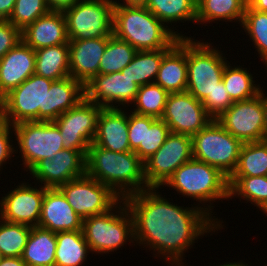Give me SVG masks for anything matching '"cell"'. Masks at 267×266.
<instances>
[{
	"label": "cell",
	"mask_w": 267,
	"mask_h": 266,
	"mask_svg": "<svg viewBox=\"0 0 267 266\" xmlns=\"http://www.w3.org/2000/svg\"><path fill=\"white\" fill-rule=\"evenodd\" d=\"M159 189L148 188L124 198L134 220V245L153 250L154 257L168 266H187L185 253L197 239L221 231L223 219L211 217L194 204L179 206L163 197Z\"/></svg>",
	"instance_id": "1"
},
{
	"label": "cell",
	"mask_w": 267,
	"mask_h": 266,
	"mask_svg": "<svg viewBox=\"0 0 267 266\" xmlns=\"http://www.w3.org/2000/svg\"><path fill=\"white\" fill-rule=\"evenodd\" d=\"M83 98L84 85L73 77L53 81L33 74L0 100L2 121H54Z\"/></svg>",
	"instance_id": "2"
},
{
	"label": "cell",
	"mask_w": 267,
	"mask_h": 266,
	"mask_svg": "<svg viewBox=\"0 0 267 266\" xmlns=\"http://www.w3.org/2000/svg\"><path fill=\"white\" fill-rule=\"evenodd\" d=\"M86 175L110 187L121 199L148 189L144 163L134 151L114 152L91 144Z\"/></svg>",
	"instance_id": "3"
},
{
	"label": "cell",
	"mask_w": 267,
	"mask_h": 266,
	"mask_svg": "<svg viewBox=\"0 0 267 266\" xmlns=\"http://www.w3.org/2000/svg\"><path fill=\"white\" fill-rule=\"evenodd\" d=\"M112 34L137 51L170 49L178 40L145 6L115 4Z\"/></svg>",
	"instance_id": "4"
},
{
	"label": "cell",
	"mask_w": 267,
	"mask_h": 266,
	"mask_svg": "<svg viewBox=\"0 0 267 266\" xmlns=\"http://www.w3.org/2000/svg\"><path fill=\"white\" fill-rule=\"evenodd\" d=\"M164 185L162 187L197 201V206L211 217L214 215L213 202L229 201L228 177L218 168L195 159L182 164Z\"/></svg>",
	"instance_id": "5"
},
{
	"label": "cell",
	"mask_w": 267,
	"mask_h": 266,
	"mask_svg": "<svg viewBox=\"0 0 267 266\" xmlns=\"http://www.w3.org/2000/svg\"><path fill=\"white\" fill-rule=\"evenodd\" d=\"M82 231L92 255L113 254L135 243L134 220L124 199L105 213L83 219Z\"/></svg>",
	"instance_id": "6"
},
{
	"label": "cell",
	"mask_w": 267,
	"mask_h": 266,
	"mask_svg": "<svg viewBox=\"0 0 267 266\" xmlns=\"http://www.w3.org/2000/svg\"><path fill=\"white\" fill-rule=\"evenodd\" d=\"M204 41L192 38L191 35L187 38L186 91L201 102L222 81L224 68L229 62L219 47Z\"/></svg>",
	"instance_id": "7"
},
{
	"label": "cell",
	"mask_w": 267,
	"mask_h": 266,
	"mask_svg": "<svg viewBox=\"0 0 267 266\" xmlns=\"http://www.w3.org/2000/svg\"><path fill=\"white\" fill-rule=\"evenodd\" d=\"M243 144L212 119L192 136L193 159L218 168L229 178L238 165Z\"/></svg>",
	"instance_id": "8"
},
{
	"label": "cell",
	"mask_w": 267,
	"mask_h": 266,
	"mask_svg": "<svg viewBox=\"0 0 267 266\" xmlns=\"http://www.w3.org/2000/svg\"><path fill=\"white\" fill-rule=\"evenodd\" d=\"M15 154H21L23 171L29 172L42 159H53L64 149L62 136L53 121L21 122L14 125ZM18 147V148H17Z\"/></svg>",
	"instance_id": "9"
},
{
	"label": "cell",
	"mask_w": 267,
	"mask_h": 266,
	"mask_svg": "<svg viewBox=\"0 0 267 266\" xmlns=\"http://www.w3.org/2000/svg\"><path fill=\"white\" fill-rule=\"evenodd\" d=\"M115 0H79L63 13L69 40L109 37L113 32Z\"/></svg>",
	"instance_id": "10"
},
{
	"label": "cell",
	"mask_w": 267,
	"mask_h": 266,
	"mask_svg": "<svg viewBox=\"0 0 267 266\" xmlns=\"http://www.w3.org/2000/svg\"><path fill=\"white\" fill-rule=\"evenodd\" d=\"M191 159H193L192 137L170 132L159 150L143 162L148 188L161 190L172 174Z\"/></svg>",
	"instance_id": "11"
},
{
	"label": "cell",
	"mask_w": 267,
	"mask_h": 266,
	"mask_svg": "<svg viewBox=\"0 0 267 266\" xmlns=\"http://www.w3.org/2000/svg\"><path fill=\"white\" fill-rule=\"evenodd\" d=\"M58 189L82 219L105 213L121 200L110 187L87 175L64 183Z\"/></svg>",
	"instance_id": "12"
},
{
	"label": "cell",
	"mask_w": 267,
	"mask_h": 266,
	"mask_svg": "<svg viewBox=\"0 0 267 266\" xmlns=\"http://www.w3.org/2000/svg\"><path fill=\"white\" fill-rule=\"evenodd\" d=\"M101 109V106L83 98L53 121L60 130L64 149L82 151L87 155L89 146L94 143Z\"/></svg>",
	"instance_id": "13"
},
{
	"label": "cell",
	"mask_w": 267,
	"mask_h": 266,
	"mask_svg": "<svg viewBox=\"0 0 267 266\" xmlns=\"http://www.w3.org/2000/svg\"><path fill=\"white\" fill-rule=\"evenodd\" d=\"M216 121L243 143L263 141V88L251 99L233 102Z\"/></svg>",
	"instance_id": "14"
},
{
	"label": "cell",
	"mask_w": 267,
	"mask_h": 266,
	"mask_svg": "<svg viewBox=\"0 0 267 266\" xmlns=\"http://www.w3.org/2000/svg\"><path fill=\"white\" fill-rule=\"evenodd\" d=\"M21 181L0 199V218L11 223L38 226L45 187ZM38 186V187H37Z\"/></svg>",
	"instance_id": "15"
},
{
	"label": "cell",
	"mask_w": 267,
	"mask_h": 266,
	"mask_svg": "<svg viewBox=\"0 0 267 266\" xmlns=\"http://www.w3.org/2000/svg\"><path fill=\"white\" fill-rule=\"evenodd\" d=\"M138 89L139 86L122 72L95 75L84 85L85 98L102 108L127 109L134 102Z\"/></svg>",
	"instance_id": "16"
},
{
	"label": "cell",
	"mask_w": 267,
	"mask_h": 266,
	"mask_svg": "<svg viewBox=\"0 0 267 266\" xmlns=\"http://www.w3.org/2000/svg\"><path fill=\"white\" fill-rule=\"evenodd\" d=\"M161 119L172 133L193 136L213 118L201 101L187 91L169 93Z\"/></svg>",
	"instance_id": "17"
},
{
	"label": "cell",
	"mask_w": 267,
	"mask_h": 266,
	"mask_svg": "<svg viewBox=\"0 0 267 266\" xmlns=\"http://www.w3.org/2000/svg\"><path fill=\"white\" fill-rule=\"evenodd\" d=\"M36 183L45 188H59L86 175V155L82 151L63 149L53 159H42L28 173Z\"/></svg>",
	"instance_id": "18"
},
{
	"label": "cell",
	"mask_w": 267,
	"mask_h": 266,
	"mask_svg": "<svg viewBox=\"0 0 267 266\" xmlns=\"http://www.w3.org/2000/svg\"><path fill=\"white\" fill-rule=\"evenodd\" d=\"M108 40L109 37L69 40L70 77L85 85L98 75L100 61Z\"/></svg>",
	"instance_id": "19"
},
{
	"label": "cell",
	"mask_w": 267,
	"mask_h": 266,
	"mask_svg": "<svg viewBox=\"0 0 267 266\" xmlns=\"http://www.w3.org/2000/svg\"><path fill=\"white\" fill-rule=\"evenodd\" d=\"M35 74V50L20 40L0 59V100Z\"/></svg>",
	"instance_id": "20"
},
{
	"label": "cell",
	"mask_w": 267,
	"mask_h": 266,
	"mask_svg": "<svg viewBox=\"0 0 267 266\" xmlns=\"http://www.w3.org/2000/svg\"><path fill=\"white\" fill-rule=\"evenodd\" d=\"M83 219L78 216L58 188H46L41 207L39 227L53 231L82 230Z\"/></svg>",
	"instance_id": "21"
},
{
	"label": "cell",
	"mask_w": 267,
	"mask_h": 266,
	"mask_svg": "<svg viewBox=\"0 0 267 266\" xmlns=\"http://www.w3.org/2000/svg\"><path fill=\"white\" fill-rule=\"evenodd\" d=\"M95 145L114 152H128V111L126 108H102L94 138Z\"/></svg>",
	"instance_id": "22"
},
{
	"label": "cell",
	"mask_w": 267,
	"mask_h": 266,
	"mask_svg": "<svg viewBox=\"0 0 267 266\" xmlns=\"http://www.w3.org/2000/svg\"><path fill=\"white\" fill-rule=\"evenodd\" d=\"M22 40L34 50L68 44L67 22L63 12L49 11L21 31Z\"/></svg>",
	"instance_id": "23"
},
{
	"label": "cell",
	"mask_w": 267,
	"mask_h": 266,
	"mask_svg": "<svg viewBox=\"0 0 267 266\" xmlns=\"http://www.w3.org/2000/svg\"><path fill=\"white\" fill-rule=\"evenodd\" d=\"M155 83L168 93L186 91L187 38H178L177 42L163 55Z\"/></svg>",
	"instance_id": "24"
},
{
	"label": "cell",
	"mask_w": 267,
	"mask_h": 266,
	"mask_svg": "<svg viewBox=\"0 0 267 266\" xmlns=\"http://www.w3.org/2000/svg\"><path fill=\"white\" fill-rule=\"evenodd\" d=\"M196 2L197 0H149L145 7L178 38H188L182 31L180 34L172 23L176 25L179 22L186 23L187 21L189 23L190 21V23L196 24Z\"/></svg>",
	"instance_id": "25"
},
{
	"label": "cell",
	"mask_w": 267,
	"mask_h": 266,
	"mask_svg": "<svg viewBox=\"0 0 267 266\" xmlns=\"http://www.w3.org/2000/svg\"><path fill=\"white\" fill-rule=\"evenodd\" d=\"M56 233L35 226L31 227L22 260L27 266H55Z\"/></svg>",
	"instance_id": "26"
},
{
	"label": "cell",
	"mask_w": 267,
	"mask_h": 266,
	"mask_svg": "<svg viewBox=\"0 0 267 266\" xmlns=\"http://www.w3.org/2000/svg\"><path fill=\"white\" fill-rule=\"evenodd\" d=\"M246 5L241 0H197L196 24L208 26L217 21L235 22L241 26ZM234 20V21H233Z\"/></svg>",
	"instance_id": "27"
},
{
	"label": "cell",
	"mask_w": 267,
	"mask_h": 266,
	"mask_svg": "<svg viewBox=\"0 0 267 266\" xmlns=\"http://www.w3.org/2000/svg\"><path fill=\"white\" fill-rule=\"evenodd\" d=\"M35 74L53 81L70 76L68 44L35 50Z\"/></svg>",
	"instance_id": "28"
},
{
	"label": "cell",
	"mask_w": 267,
	"mask_h": 266,
	"mask_svg": "<svg viewBox=\"0 0 267 266\" xmlns=\"http://www.w3.org/2000/svg\"><path fill=\"white\" fill-rule=\"evenodd\" d=\"M55 266H82L90 251L82 230L56 233Z\"/></svg>",
	"instance_id": "29"
},
{
	"label": "cell",
	"mask_w": 267,
	"mask_h": 266,
	"mask_svg": "<svg viewBox=\"0 0 267 266\" xmlns=\"http://www.w3.org/2000/svg\"><path fill=\"white\" fill-rule=\"evenodd\" d=\"M253 74L241 65L231 66L228 62L224 68L222 81L233 102L248 100L260 93L263 87L255 82Z\"/></svg>",
	"instance_id": "30"
},
{
	"label": "cell",
	"mask_w": 267,
	"mask_h": 266,
	"mask_svg": "<svg viewBox=\"0 0 267 266\" xmlns=\"http://www.w3.org/2000/svg\"><path fill=\"white\" fill-rule=\"evenodd\" d=\"M168 50L137 51L133 60L121 72L126 73L139 87L154 83L163 55Z\"/></svg>",
	"instance_id": "31"
},
{
	"label": "cell",
	"mask_w": 267,
	"mask_h": 266,
	"mask_svg": "<svg viewBox=\"0 0 267 266\" xmlns=\"http://www.w3.org/2000/svg\"><path fill=\"white\" fill-rule=\"evenodd\" d=\"M267 176V140L244 143L238 165L230 177Z\"/></svg>",
	"instance_id": "32"
},
{
	"label": "cell",
	"mask_w": 267,
	"mask_h": 266,
	"mask_svg": "<svg viewBox=\"0 0 267 266\" xmlns=\"http://www.w3.org/2000/svg\"><path fill=\"white\" fill-rule=\"evenodd\" d=\"M229 199L241 198L256 206L257 210L267 201V176L229 177Z\"/></svg>",
	"instance_id": "33"
},
{
	"label": "cell",
	"mask_w": 267,
	"mask_h": 266,
	"mask_svg": "<svg viewBox=\"0 0 267 266\" xmlns=\"http://www.w3.org/2000/svg\"><path fill=\"white\" fill-rule=\"evenodd\" d=\"M169 93L157 83L140 86L136 95L132 111L139 115L161 118L165 109ZM133 107V108H132Z\"/></svg>",
	"instance_id": "34"
},
{
	"label": "cell",
	"mask_w": 267,
	"mask_h": 266,
	"mask_svg": "<svg viewBox=\"0 0 267 266\" xmlns=\"http://www.w3.org/2000/svg\"><path fill=\"white\" fill-rule=\"evenodd\" d=\"M241 29L249 36L253 47L256 48L259 61H262L267 70V12L251 9L248 5L241 23ZM267 72V71H266Z\"/></svg>",
	"instance_id": "35"
},
{
	"label": "cell",
	"mask_w": 267,
	"mask_h": 266,
	"mask_svg": "<svg viewBox=\"0 0 267 266\" xmlns=\"http://www.w3.org/2000/svg\"><path fill=\"white\" fill-rule=\"evenodd\" d=\"M137 50L128 42L109 36L107 47L102 55L98 74L121 72L134 58Z\"/></svg>",
	"instance_id": "36"
},
{
	"label": "cell",
	"mask_w": 267,
	"mask_h": 266,
	"mask_svg": "<svg viewBox=\"0 0 267 266\" xmlns=\"http://www.w3.org/2000/svg\"><path fill=\"white\" fill-rule=\"evenodd\" d=\"M170 132V128L161 118L144 115L143 145H139L134 153L144 162L159 150Z\"/></svg>",
	"instance_id": "37"
},
{
	"label": "cell",
	"mask_w": 267,
	"mask_h": 266,
	"mask_svg": "<svg viewBox=\"0 0 267 266\" xmlns=\"http://www.w3.org/2000/svg\"><path fill=\"white\" fill-rule=\"evenodd\" d=\"M31 227L0 218V249L4 257H21Z\"/></svg>",
	"instance_id": "38"
},
{
	"label": "cell",
	"mask_w": 267,
	"mask_h": 266,
	"mask_svg": "<svg viewBox=\"0 0 267 266\" xmlns=\"http://www.w3.org/2000/svg\"><path fill=\"white\" fill-rule=\"evenodd\" d=\"M49 11L46 0H16L8 21L22 31Z\"/></svg>",
	"instance_id": "39"
},
{
	"label": "cell",
	"mask_w": 267,
	"mask_h": 266,
	"mask_svg": "<svg viewBox=\"0 0 267 266\" xmlns=\"http://www.w3.org/2000/svg\"><path fill=\"white\" fill-rule=\"evenodd\" d=\"M201 103L205 107L206 112L213 119H216L233 104V101L231 100L223 81H221L212 93L208 94Z\"/></svg>",
	"instance_id": "40"
},
{
	"label": "cell",
	"mask_w": 267,
	"mask_h": 266,
	"mask_svg": "<svg viewBox=\"0 0 267 266\" xmlns=\"http://www.w3.org/2000/svg\"><path fill=\"white\" fill-rule=\"evenodd\" d=\"M14 132V126L10 123H6L4 121H0V174H2L3 165L7 164V161L11 158H13L16 155L15 154V146L13 144V139L15 138L13 135ZM13 136V137H12ZM13 138V139H12ZM12 139V140H11ZM2 169V170H1Z\"/></svg>",
	"instance_id": "41"
},
{
	"label": "cell",
	"mask_w": 267,
	"mask_h": 266,
	"mask_svg": "<svg viewBox=\"0 0 267 266\" xmlns=\"http://www.w3.org/2000/svg\"><path fill=\"white\" fill-rule=\"evenodd\" d=\"M20 40L21 31L10 21L0 20V59Z\"/></svg>",
	"instance_id": "42"
},
{
	"label": "cell",
	"mask_w": 267,
	"mask_h": 266,
	"mask_svg": "<svg viewBox=\"0 0 267 266\" xmlns=\"http://www.w3.org/2000/svg\"><path fill=\"white\" fill-rule=\"evenodd\" d=\"M144 115L136 114L128 110V139L130 149L134 151L139 145H143Z\"/></svg>",
	"instance_id": "43"
},
{
	"label": "cell",
	"mask_w": 267,
	"mask_h": 266,
	"mask_svg": "<svg viewBox=\"0 0 267 266\" xmlns=\"http://www.w3.org/2000/svg\"><path fill=\"white\" fill-rule=\"evenodd\" d=\"M79 0H46L50 11L64 12L66 9L71 8Z\"/></svg>",
	"instance_id": "44"
},
{
	"label": "cell",
	"mask_w": 267,
	"mask_h": 266,
	"mask_svg": "<svg viewBox=\"0 0 267 266\" xmlns=\"http://www.w3.org/2000/svg\"><path fill=\"white\" fill-rule=\"evenodd\" d=\"M16 0H0V20H8L13 12Z\"/></svg>",
	"instance_id": "45"
},
{
	"label": "cell",
	"mask_w": 267,
	"mask_h": 266,
	"mask_svg": "<svg viewBox=\"0 0 267 266\" xmlns=\"http://www.w3.org/2000/svg\"><path fill=\"white\" fill-rule=\"evenodd\" d=\"M0 266H27L21 257H4L0 261Z\"/></svg>",
	"instance_id": "46"
},
{
	"label": "cell",
	"mask_w": 267,
	"mask_h": 266,
	"mask_svg": "<svg viewBox=\"0 0 267 266\" xmlns=\"http://www.w3.org/2000/svg\"><path fill=\"white\" fill-rule=\"evenodd\" d=\"M248 6L260 12H267V0H249Z\"/></svg>",
	"instance_id": "47"
},
{
	"label": "cell",
	"mask_w": 267,
	"mask_h": 266,
	"mask_svg": "<svg viewBox=\"0 0 267 266\" xmlns=\"http://www.w3.org/2000/svg\"><path fill=\"white\" fill-rule=\"evenodd\" d=\"M149 0H115V4H123L126 6H146Z\"/></svg>",
	"instance_id": "48"
},
{
	"label": "cell",
	"mask_w": 267,
	"mask_h": 266,
	"mask_svg": "<svg viewBox=\"0 0 267 266\" xmlns=\"http://www.w3.org/2000/svg\"><path fill=\"white\" fill-rule=\"evenodd\" d=\"M263 90V109H264V140H267V93Z\"/></svg>",
	"instance_id": "49"
},
{
	"label": "cell",
	"mask_w": 267,
	"mask_h": 266,
	"mask_svg": "<svg viewBox=\"0 0 267 266\" xmlns=\"http://www.w3.org/2000/svg\"><path fill=\"white\" fill-rule=\"evenodd\" d=\"M220 263H218V265L216 264V266H250V265H248V263L246 264V262H244L243 260H239V261H235V262H225V263H222V264H220ZM210 266V265H209ZM213 266H215V265H213Z\"/></svg>",
	"instance_id": "50"
},
{
	"label": "cell",
	"mask_w": 267,
	"mask_h": 266,
	"mask_svg": "<svg viewBox=\"0 0 267 266\" xmlns=\"http://www.w3.org/2000/svg\"><path fill=\"white\" fill-rule=\"evenodd\" d=\"M260 211L263 212L267 216V201L259 208Z\"/></svg>",
	"instance_id": "51"
},
{
	"label": "cell",
	"mask_w": 267,
	"mask_h": 266,
	"mask_svg": "<svg viewBox=\"0 0 267 266\" xmlns=\"http://www.w3.org/2000/svg\"><path fill=\"white\" fill-rule=\"evenodd\" d=\"M246 6L249 4V0H241Z\"/></svg>",
	"instance_id": "52"
},
{
	"label": "cell",
	"mask_w": 267,
	"mask_h": 266,
	"mask_svg": "<svg viewBox=\"0 0 267 266\" xmlns=\"http://www.w3.org/2000/svg\"><path fill=\"white\" fill-rule=\"evenodd\" d=\"M4 258L2 252H1V249H0V261Z\"/></svg>",
	"instance_id": "53"
},
{
	"label": "cell",
	"mask_w": 267,
	"mask_h": 266,
	"mask_svg": "<svg viewBox=\"0 0 267 266\" xmlns=\"http://www.w3.org/2000/svg\"><path fill=\"white\" fill-rule=\"evenodd\" d=\"M2 120V116H1V108H0V121Z\"/></svg>",
	"instance_id": "54"
}]
</instances>
